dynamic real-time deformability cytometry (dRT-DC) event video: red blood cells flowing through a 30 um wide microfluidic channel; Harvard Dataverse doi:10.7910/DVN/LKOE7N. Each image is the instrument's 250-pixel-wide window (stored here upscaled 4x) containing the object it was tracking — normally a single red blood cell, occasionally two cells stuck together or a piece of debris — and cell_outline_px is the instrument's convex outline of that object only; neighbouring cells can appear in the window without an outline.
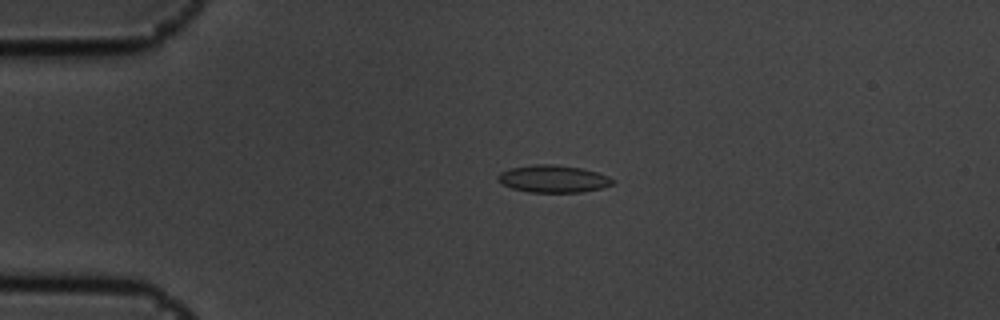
{"species": "common noctule bat (a hibernating species)", "species_latin": "Nyctalus noctula", "temperature_condition": "cold", "stored_images_in_passage": 6, "camera_frame_rate_fps": 3000, "um_per_image_px": 0.085, "animal": {"sex": "male", "body_mass_g": 19.5, "forearm_length_mm": 54.6}, "frame": {"image": 1, "passage_image": 4, "time_ms": 1.0, "image_size_px": [1000, 320], "cell_outline_px": [[616, 180], [612, 184], [600, 188], [584, 192], [528, 192], [512, 188], [496, 180], [496, 176], [500, 172], [512, 168], [536, 164], [552, 164], [580, 168], [596, 172], [608, 176]], "centroid_in_image_um": [47.01, 15.2], "position_along_channel_um": 38.0, "area_um2": 18.15}}
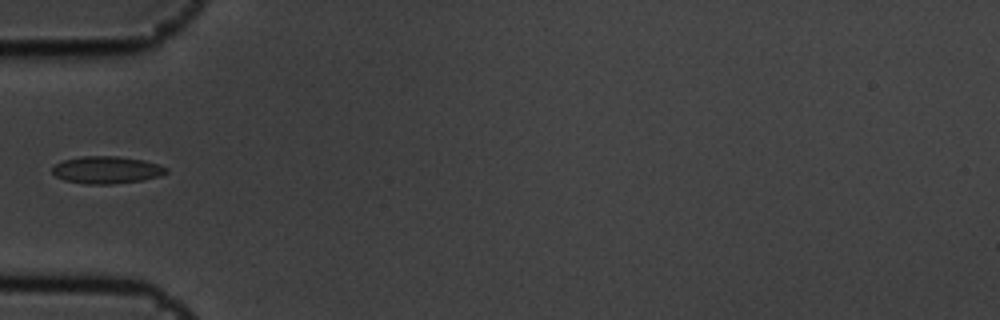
{"frame": {"image": 2, "passage_image": 6, "time_ms": 1.667, "image_size_px": [1000, 320], "cell_outline_px": [[168, 172], [160, 176], [144, 180], [112, 184], [84, 184], [64, 180], [56, 176], [52, 172], [52, 168], [56, 164], [64, 160], [84, 156], [120, 156], [144, 160], [160, 164], [168, 168]], "centroid_in_image_um": [9.11, 14.44], "position_along_channel_um": 75.9, "area_um2": 18.26}}